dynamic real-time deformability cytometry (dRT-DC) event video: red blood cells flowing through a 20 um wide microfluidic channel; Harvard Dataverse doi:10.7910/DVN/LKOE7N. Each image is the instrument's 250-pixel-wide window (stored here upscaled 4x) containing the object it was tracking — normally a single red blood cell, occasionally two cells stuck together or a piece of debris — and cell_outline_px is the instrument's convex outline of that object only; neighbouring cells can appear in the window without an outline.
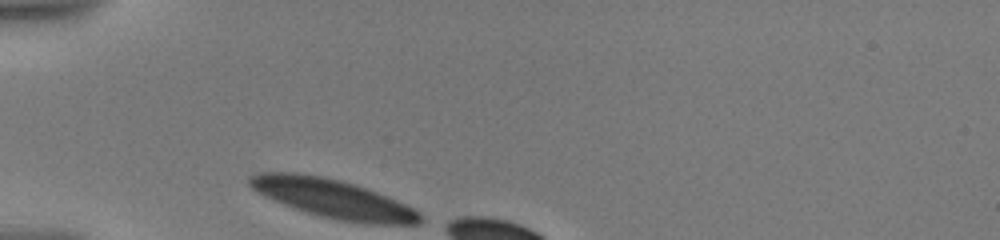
{"species": "human", "species_latin": "Homo sapiens", "temperature_condition": "warm", "stored_images_in_passage": 12, "camera_frame_rate_fps": 3000, "um_per_image_px": 0.085, "donor": {"sex": "male"}, "frame": {"image": 1, "passage_image": 1, "time_ms": 0.0, "image_size_px": [1000, 240], "cell_outline_px": [[424, 220], [420, 224], [364, 224], [336, 220], [320, 216], [284, 204], [264, 196], [252, 188], [248, 184], [248, 176], [260, 172], [296, 172], [320, 176], [340, 180], [376, 192], [396, 200], [420, 212]], "centroid_in_image_um": [28.3, 16.89], "position_along_channel_um": 56.7, "area_um2": 38.32}}